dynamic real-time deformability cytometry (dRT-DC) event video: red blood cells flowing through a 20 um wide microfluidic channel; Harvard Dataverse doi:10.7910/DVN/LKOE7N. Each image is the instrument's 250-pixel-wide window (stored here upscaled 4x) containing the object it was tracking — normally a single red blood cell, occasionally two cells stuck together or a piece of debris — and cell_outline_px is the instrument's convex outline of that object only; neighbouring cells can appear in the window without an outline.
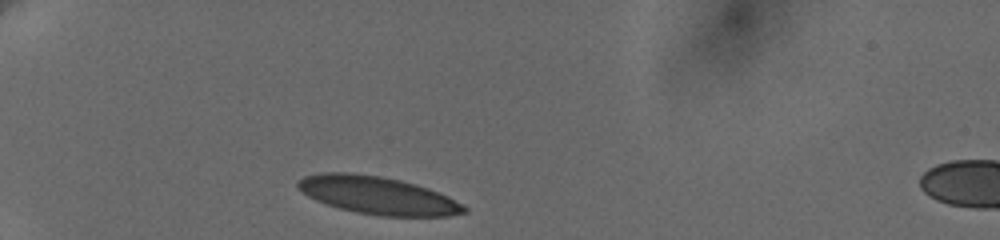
{"species": "human", "species_latin": "Homo sapiens", "temperature_condition": "cold", "stored_images_in_passage": 24, "camera_frame_rate_fps": 3000, "um_per_image_px": 0.085, "donor": {"sex": "female"}, "frame": {"image": 1, "passage_image": 1, "time_ms": 0.0, "image_size_px": [1000, 240], "cell_outline_px": [[468, 212], [448, 216], [380, 216], [356, 212], [340, 208], [316, 200], [300, 192], [296, 188], [296, 184], [304, 176], [324, 172], [352, 172], [380, 176], [400, 180], [416, 184], [428, 188], [448, 196], [468, 208]], "centroid_in_image_um": [32.09, 16.6], "position_along_channel_um": 52.9, "area_um2": 36.59}}
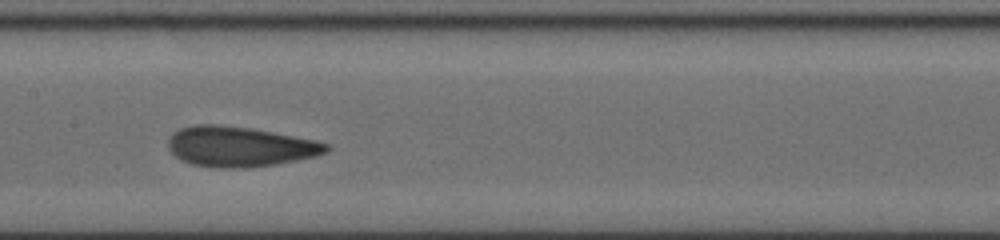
{"frame": {"image": 2, "passage_image": 13, "time_ms": 4.667, "image_size_px": [1000, 240], "cell_outline_px": [[328, 152], [316, 156], [276, 164], [244, 168], [216, 168], [192, 164], [180, 160], [168, 148], [168, 140], [172, 132], [180, 128], [192, 124], [216, 124], [252, 128], [316, 140], [328, 144]], "centroid_in_image_um": [20.35, 12.45], "position_along_channel_um": 187.1, "area_um2": 37.22}}
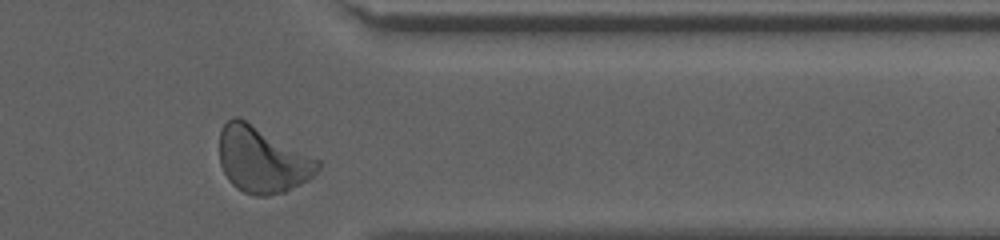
{"frame": {"image": 3, "passage_image": 22, "time_ms": 10.333, "image_size_px": [1000, 240], "cell_outline_px": [[320, 168], [308, 180], [284, 192], [268, 196], [256, 196], [244, 192], [236, 188], [228, 180], [220, 164], [220, 132], [224, 124], [232, 116], [240, 116], [320, 160]], "centroid_in_image_um": [22.28, 13.57], "position_along_channel_um": 389.1, "area_um2": 38.03}, "authors_computed_cell_mechanics": {"area_um2": 36.5585, "velocity_mm_per_s": 3.649, "shape_relaxation_time_tau1_ms": 3.8355, "shape_relaxation_time_tau2_ms": 1.3451, "deformation_change_tau1": 0.1539, "deformation_change_tau2": 0.0795}}